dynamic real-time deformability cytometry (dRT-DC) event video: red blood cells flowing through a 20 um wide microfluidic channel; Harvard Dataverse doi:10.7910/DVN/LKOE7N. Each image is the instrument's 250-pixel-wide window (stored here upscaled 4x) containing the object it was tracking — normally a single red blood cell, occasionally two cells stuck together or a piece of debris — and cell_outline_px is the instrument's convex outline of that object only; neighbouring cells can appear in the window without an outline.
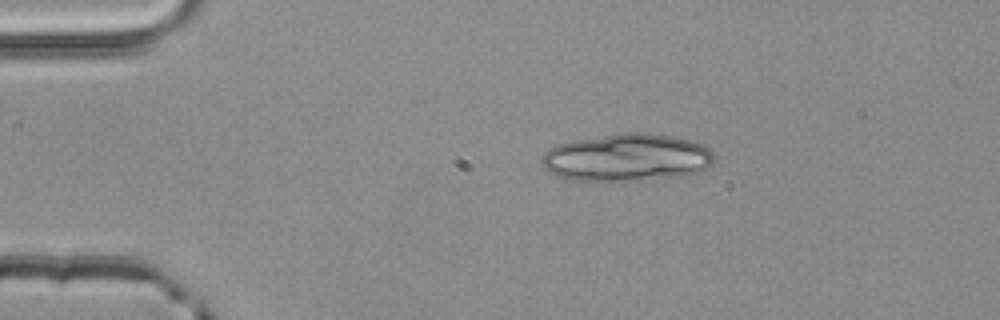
{"species": "common noctule bat (a hibernating species)", "species_latin": "Nyctalus noctula", "temperature_condition": "room temperature", "stored_images_in_passage": 2, "camera_frame_rate_fps": 3000, "um_per_image_px": 0.085, "animal": {"sex": "male", "body_mass_g": 20.4}, "frame": {"image": 1, "passage_image": 1, "time_ms": 0.0, "image_size_px": [1000, 320], "cell_outline_px": [[712, 160], [708, 168], [700, 172], [688, 176], [624, 180], [572, 180], [560, 176], [544, 168], [540, 160], [544, 152], [560, 144], [576, 140], [624, 132], [648, 132], [672, 136], [704, 144], [712, 148]], "centroid_in_image_um": [53.34, 13.38], "position_along_channel_um": 31.7, "area_um2": 47.51}}